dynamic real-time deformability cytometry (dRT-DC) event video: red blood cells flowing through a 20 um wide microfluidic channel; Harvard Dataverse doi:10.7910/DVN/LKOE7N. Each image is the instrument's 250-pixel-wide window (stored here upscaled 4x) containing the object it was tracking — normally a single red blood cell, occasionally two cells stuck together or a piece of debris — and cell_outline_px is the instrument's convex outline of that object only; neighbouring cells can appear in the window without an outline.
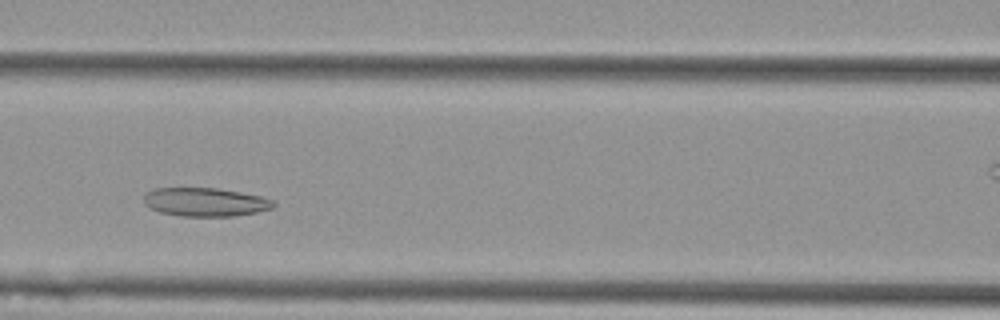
{"species": "Egyptian fruit bat (a non-hibernating species)", "species_latin": "Rousettus aegyptiacus", "temperature_condition": "cold", "stored_images_in_passage": 40, "camera_frame_rate_fps": 3000, "um_per_image_px": 0.085, "animal": {"sex": "female"}, "frame": {"image": 1, "passage_image": 7, "time_ms": 2.0, "image_size_px": [1000, 320], "cell_outline_px": [[276, 204], [272, 208], [256, 212], [232, 216], [180, 216], [160, 212], [144, 204], [144, 196], [148, 192], [156, 188], [220, 188], [260, 196], [276, 200]], "centroid_in_image_um": [17.48, 17.17], "position_along_channel_um": 149.1, "area_um2": 21.56}}
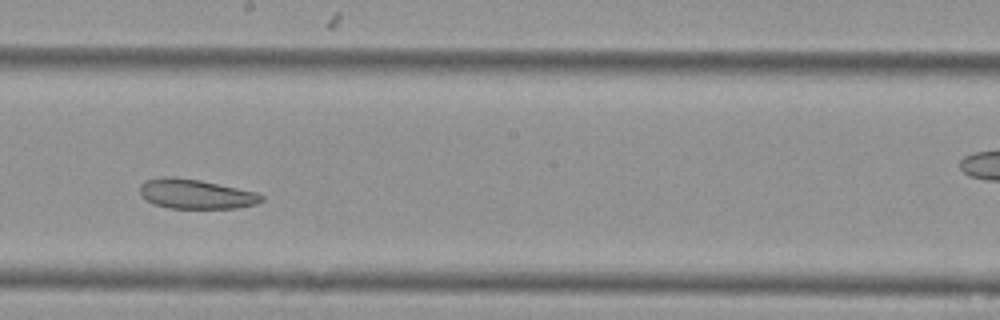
{"frame": {"image": 2, "passage_image": 14, "time_ms": 4.333, "image_size_px": [1000, 320], "cell_outline_px": [[264, 200], [256, 204], [236, 208], [168, 208], [152, 204], [144, 200], [140, 196], [140, 184], [144, 180], [160, 176], [172, 176], [200, 180], [256, 192], [264, 196]], "centroid_in_image_um": [16.58, 16.48], "position_along_channel_um": 231.6, "area_um2": 21.27}}
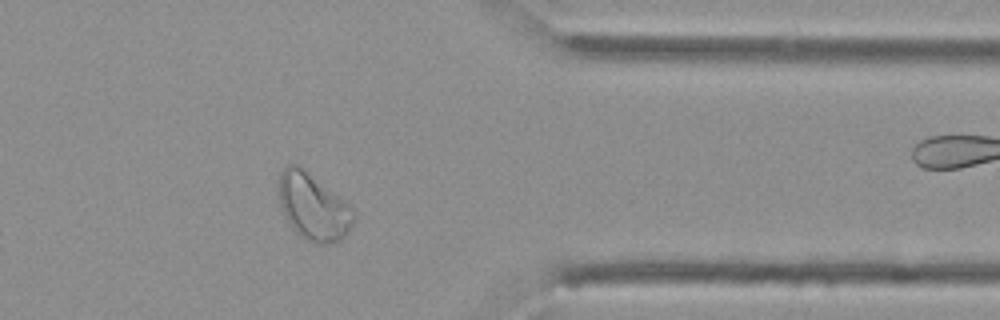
{"frame": {"image": 3, "passage_image": 28, "time_ms": 9.0, "image_size_px": [1000, 320], "cell_outline_px": [[356, 220], [348, 232], [340, 240], [328, 244], [316, 244], [304, 240], [296, 232], [284, 216], [280, 204], [276, 184], [280, 172], [288, 164], [296, 164], [304, 168], [348, 204], [356, 212]], "centroid_in_image_um": [26.6, 17.58], "position_along_channel_um": 384.8, "area_um2": 29.48}}